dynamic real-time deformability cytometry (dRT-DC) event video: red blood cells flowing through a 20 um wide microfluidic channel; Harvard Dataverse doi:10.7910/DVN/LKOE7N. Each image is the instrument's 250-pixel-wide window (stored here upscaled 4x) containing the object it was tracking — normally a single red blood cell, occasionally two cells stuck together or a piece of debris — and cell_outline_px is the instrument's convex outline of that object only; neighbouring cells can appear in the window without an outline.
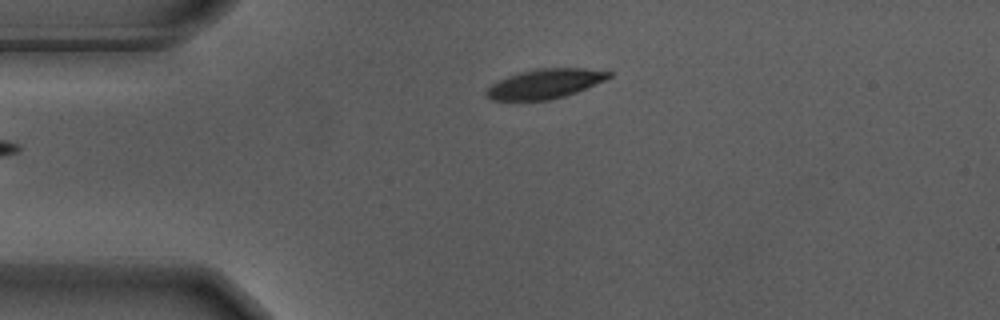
{"species": "Egyptian fruit bat (a non-hibernating species)", "species_latin": "Rousettus aegyptiacus", "temperature_condition": "warm", "stored_images_in_passage": 37, "camera_frame_rate_fps": 3000, "um_per_image_px": 0.085, "animal": {"sex": "male"}, "frame": {"image": 1, "passage_image": 1, "time_ms": 0.0, "image_size_px": [1000, 320], "cell_outline_px": [[612, 76], [604, 80], [576, 92], [564, 96], [548, 100], [492, 100], [484, 92], [492, 84], [508, 76], [520, 72], [536, 68], [584, 68], [612, 72]], "centroid_in_image_um": [46.32, 7.11], "position_along_channel_um": 38.7, "area_um2": 20.81}}
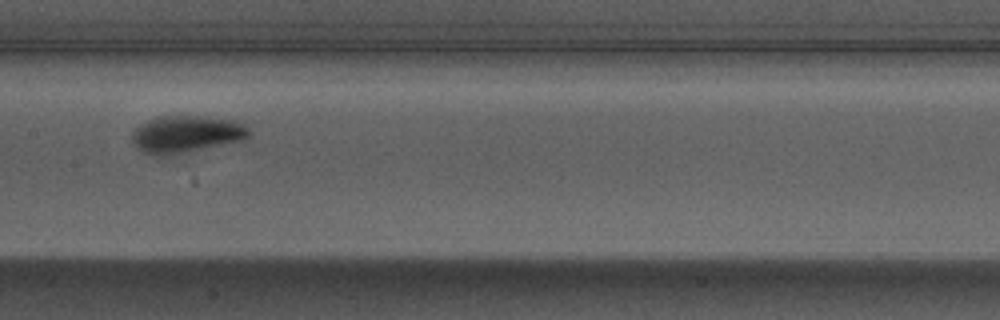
{"frame": {"image": 2, "passage_image": 16, "time_ms": 5.0, "image_size_px": [1000, 320], "cell_outline_px": [[252, 132], [248, 136], [240, 140], [184, 152], [164, 156], [152, 156], [144, 152], [132, 140], [132, 132], [140, 124], [156, 116], [200, 116], [236, 120], [244, 124]], "centroid_in_image_um": [15.81, 11.38], "position_along_channel_um": 191.6, "area_um2": 24.97}}
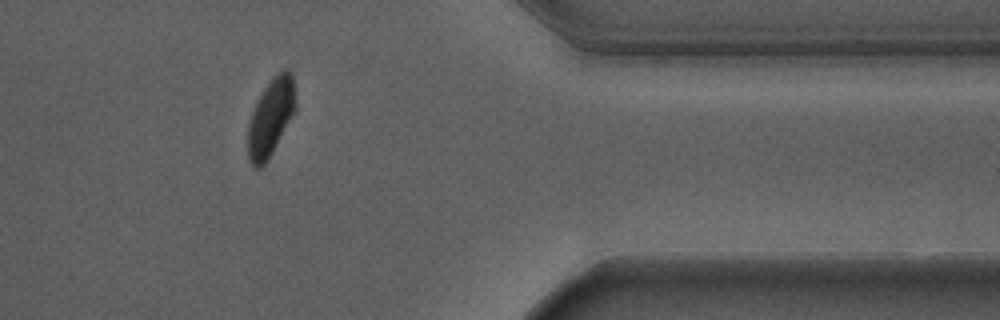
{"frame": {"image": 3, "passage_image": 34, "time_ms": 11.0, "image_size_px": [1000, 320], "cell_outline_px": [[296, 108], [272, 152], [264, 164], [260, 168], [252, 168], [248, 160], [248, 124], [252, 112], [264, 88], [272, 76], [284, 68], [288, 68], [292, 72], [296, 104]], "centroid_in_image_um": [23.01, 9.95], "position_along_channel_um": 388.4, "area_um2": 21.33}, "authors_computed_cell_mechanics": {"area_um2": 23.5824, "velocity_mm_per_s": 3.6507, "shape_relaxation_time_tau1_ms": 1.8593, "shape_relaxation_time_tau2_ms": null, "deformation_change_tau1": 0.1433, "deformation_change_tau2": null}}